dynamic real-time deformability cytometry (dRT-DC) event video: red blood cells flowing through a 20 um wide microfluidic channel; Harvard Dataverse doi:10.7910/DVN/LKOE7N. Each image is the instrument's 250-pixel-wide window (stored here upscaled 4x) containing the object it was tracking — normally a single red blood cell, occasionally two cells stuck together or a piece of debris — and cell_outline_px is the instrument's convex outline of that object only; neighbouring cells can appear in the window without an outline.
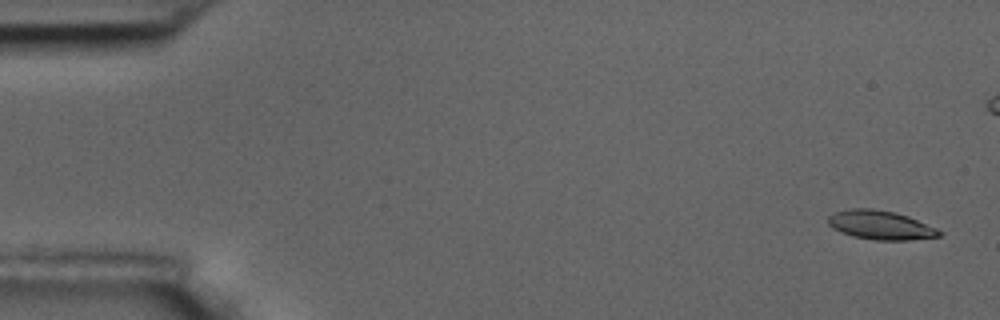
{"species": "common noctule bat (a hibernating species)", "species_latin": "Nyctalus noctula", "temperature_condition": "room temperature", "stored_images_in_passage": 57, "camera_frame_rate_fps": 3000, "um_per_image_px": 0.085, "animal": {"sex": "male", "body_mass_g": 17.5, "forearm_length_mm": 52.3}, "frame": {"image": 1, "passage_image": 2, "time_ms": 0.333, "image_size_px": [1000, 320], "cell_outline_px": [[944, 232], [940, 236], [908, 240], [876, 240], [852, 236], [840, 232], [832, 228], [828, 224], [828, 216], [836, 212], [852, 208], [872, 208], [896, 212], [908, 216], [936, 228]], "centroid_in_image_um": [74.84, 19.13], "position_along_channel_um": 10.2, "area_um2": 18.79}}
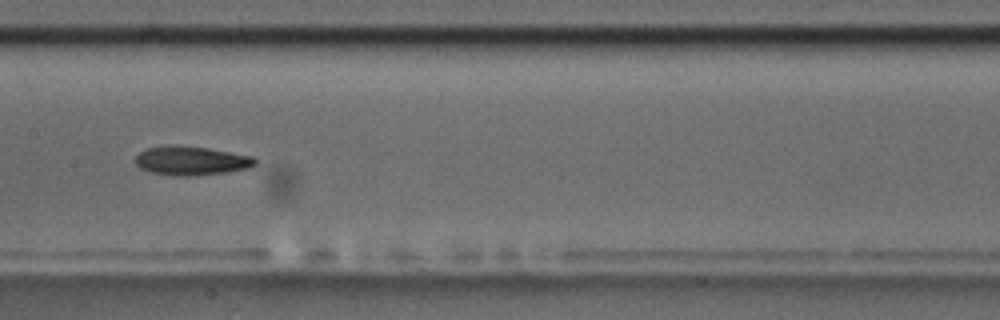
{"frame": {"image": 2, "passage_image": 28, "time_ms": 9.0, "image_size_px": [1000, 320], "cell_outline_px": [[256, 164], [248, 168], [224, 172], [188, 176], [176, 176], [152, 172], [140, 168], [136, 164], [136, 156], [140, 152], [148, 148], [168, 144], [172, 144], [208, 148], [252, 156], [256, 160]], "centroid_in_image_um": [16.23, 13.64], "position_along_channel_um": 191.2, "area_um2": 20.06}}
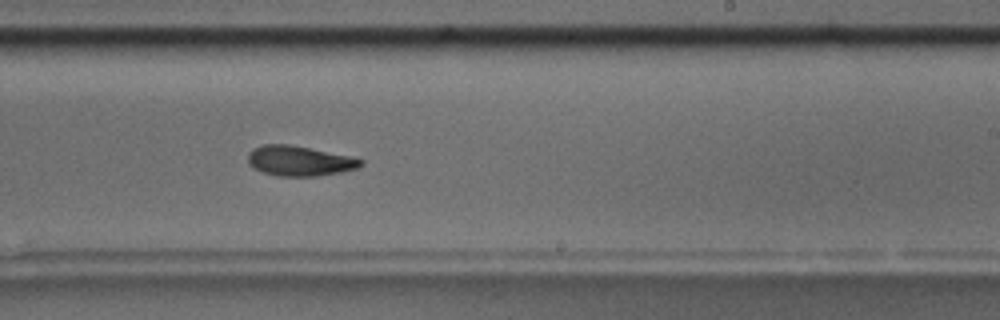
{"frame": {"image": 3, "passage_image": 34, "time_ms": 11.0, "image_size_px": [1000, 320], "cell_outline_px": [[364, 164], [360, 168], [340, 172], [316, 176], [276, 176], [264, 172], [248, 164], [248, 152], [252, 148], [260, 144], [288, 144], [348, 156], [364, 160]], "centroid_in_image_um": [25.43, 13.67], "position_along_channel_um": 263.6, "area_um2": 19.71}, "authors_computed_cell_mechanics": {"area_um2": 19.8254, "velocity_mm_per_s": 3.6297, "shape_relaxation_time_tau1_ms": 5.2674, "shape_relaxation_time_tau2_ms": 2.1801, "deformation_change_tau1": 0.1677, "deformation_change_tau2": 0.0892}}